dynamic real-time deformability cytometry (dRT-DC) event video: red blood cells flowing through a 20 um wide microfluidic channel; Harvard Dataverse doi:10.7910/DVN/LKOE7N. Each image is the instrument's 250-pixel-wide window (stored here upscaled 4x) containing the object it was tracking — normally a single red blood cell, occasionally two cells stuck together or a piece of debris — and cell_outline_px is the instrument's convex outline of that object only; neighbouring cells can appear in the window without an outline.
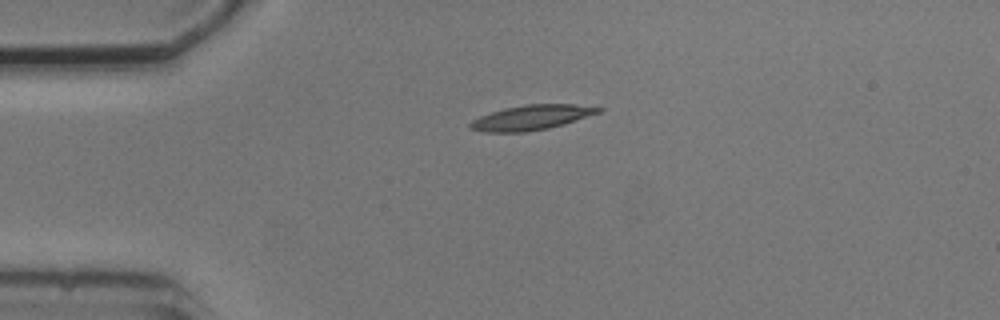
{"species": "common noctule bat (a hibernating species)", "species_latin": "Nyctalus noctula", "temperature_condition": "cold", "stored_images_in_passage": 2, "camera_frame_rate_fps": 3000, "um_per_image_px": 0.085, "animal": {"sex": "male", "body_mass_g": 20.5, "forearm_length_mm": 52.5}, "frame": {"image": 1, "passage_image": 1, "time_ms": 0.0, "image_size_px": [1000, 320], "cell_outline_px": [[604, 108], [600, 112], [564, 124], [548, 128], [524, 132], [484, 132], [468, 128], [468, 124], [472, 120], [480, 116], [504, 108], [528, 104], [572, 104]], "centroid_in_image_um": [45.14, 9.99], "position_along_channel_um": 39.9, "area_um2": 18.44}}